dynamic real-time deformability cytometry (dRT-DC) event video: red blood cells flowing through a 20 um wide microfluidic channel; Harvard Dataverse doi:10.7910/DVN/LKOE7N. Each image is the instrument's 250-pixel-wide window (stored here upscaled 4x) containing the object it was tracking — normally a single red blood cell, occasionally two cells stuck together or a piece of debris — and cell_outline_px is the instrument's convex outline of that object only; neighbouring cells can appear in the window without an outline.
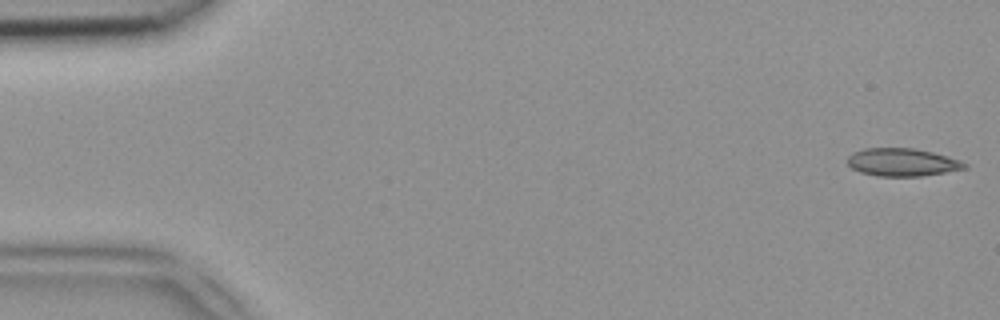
{"species": "common noctule bat (a hibernating species)", "species_latin": "Nyctalus noctula", "temperature_condition": "room temperature", "stored_images_in_passage": 49, "camera_frame_rate_fps": 3000, "um_per_image_px": 0.085, "animal": {"sex": "female", "body_mass_g": 18.4}, "frame": {"image": 1, "passage_image": 1, "time_ms": 0.0, "image_size_px": [1000, 320], "cell_outline_px": [[968, 168], [920, 176], [876, 176], [860, 172], [852, 168], [848, 164], [848, 156], [852, 152], [864, 148], [916, 148], [932, 152], [968, 164]], "centroid_in_image_um": [76.64, 13.79], "position_along_channel_um": 8.4, "area_um2": 18.84}}
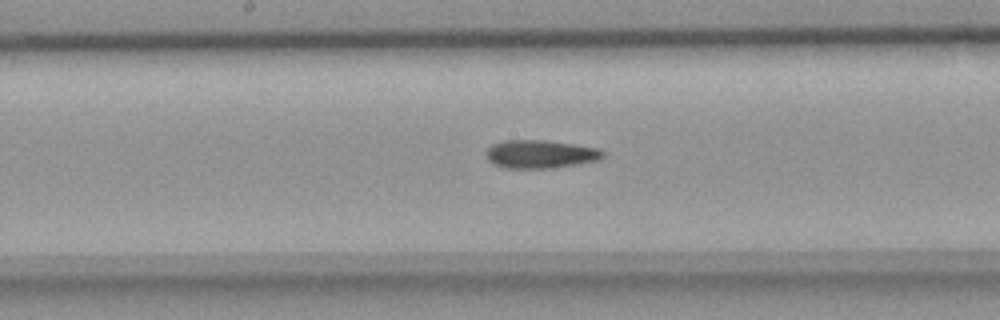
{"frame": {"image": 2, "passage_image": 25, "time_ms": 8.0, "image_size_px": [1000, 320], "cell_outline_px": [[604, 156], [596, 160], [576, 164], [548, 168], [504, 168], [488, 160], [484, 152], [492, 144], [504, 140], [544, 140], [572, 144], [596, 148], [604, 152]], "centroid_in_image_um": [45.86, 13.09], "position_along_channel_um": 202.3, "area_um2": 18.96}}
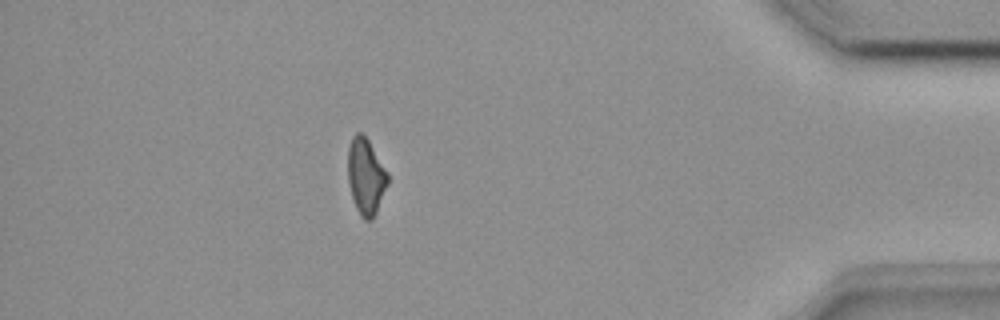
{"frame": {"image": 3, "passage_image": 43, "time_ms": 14.0, "image_size_px": [1000, 320], "cell_outline_px": [[388, 184], [376, 212], [372, 220], [364, 220], [360, 216], [356, 208], [348, 184], [348, 144], [352, 136], [356, 132], [360, 132], [368, 140], [388, 172]], "centroid_in_image_um": [31.09, 14.99], "position_along_channel_um": 404.1, "area_um2": 17.74}}